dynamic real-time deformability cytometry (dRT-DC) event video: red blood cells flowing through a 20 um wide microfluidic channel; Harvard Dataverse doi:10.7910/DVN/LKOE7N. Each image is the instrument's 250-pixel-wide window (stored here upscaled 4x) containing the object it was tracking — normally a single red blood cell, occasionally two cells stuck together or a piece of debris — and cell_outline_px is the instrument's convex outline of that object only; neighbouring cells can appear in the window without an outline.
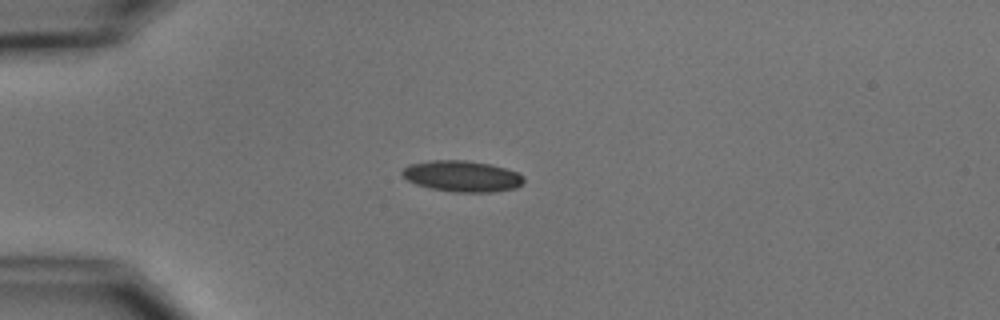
{"species": "common noctule bat (a hibernating species)", "species_latin": "Nyctalus noctula", "temperature_condition": "cold", "stored_images_in_passage": 4, "camera_frame_rate_fps": 3000, "um_per_image_px": 0.085, "animal": {"sex": "male", "body_mass_g": 15.6}, "frame": {"image": 1, "passage_image": 1, "time_ms": 0.0, "image_size_px": [1000, 320], "cell_outline_px": [[524, 180], [516, 188], [492, 192], [452, 192], [432, 188], [416, 184], [408, 180], [400, 172], [408, 164], [432, 160], [464, 160], [492, 164], [516, 172], [524, 176]], "centroid_in_image_um": [39.27, 14.97], "position_along_channel_um": 45.7, "area_um2": 21.96}}